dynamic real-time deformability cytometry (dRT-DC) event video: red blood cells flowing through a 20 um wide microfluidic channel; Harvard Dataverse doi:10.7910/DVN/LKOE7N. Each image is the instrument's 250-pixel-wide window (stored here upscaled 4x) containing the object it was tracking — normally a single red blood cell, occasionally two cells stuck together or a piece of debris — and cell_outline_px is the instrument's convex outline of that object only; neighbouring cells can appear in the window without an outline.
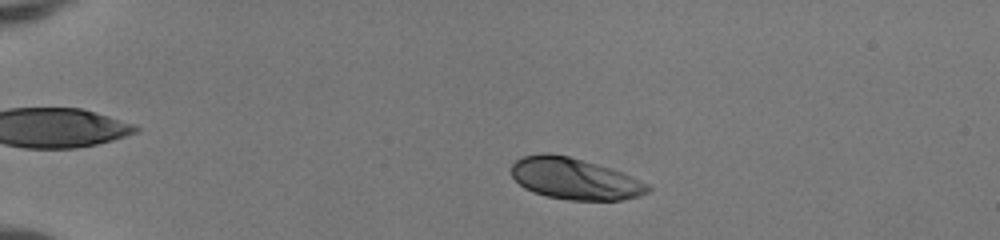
{"species": "human", "species_latin": "Homo sapiens", "temperature_condition": "room temperature", "stored_images_in_passage": 46, "camera_frame_rate_fps": 3000, "um_per_image_px": 0.085, "donor": {"sex": "female"}, "frame": {"image": 1, "passage_image": 7, "time_ms": 2.0, "image_size_px": [1000, 240], "cell_outline_px": [[652, 188], [648, 192], [640, 196], [624, 200], [568, 200], [548, 196], [532, 192], [524, 188], [512, 176], [512, 164], [520, 156], [540, 152], [548, 152], [568, 156], [612, 168], [624, 172], [648, 184]], "centroid_in_image_um": [48.85, 15.18], "position_along_channel_um": 36.1, "area_um2": 33.29}}
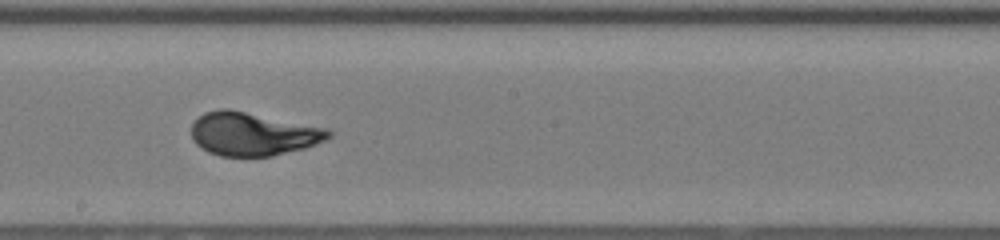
{"frame": {"image": 2, "passage_image": 26, "time_ms": 8.333, "image_size_px": [1000, 240], "cell_outline_px": [[332, 136], [328, 140], [304, 148], [272, 156], [220, 156], [208, 152], [200, 148], [192, 140], [192, 124], [204, 112], [220, 108], [228, 108], [328, 128], [332, 132]], "centroid_in_image_um": [21.5, 11.38], "position_along_channel_um": 226.7, "area_um2": 34.85}}
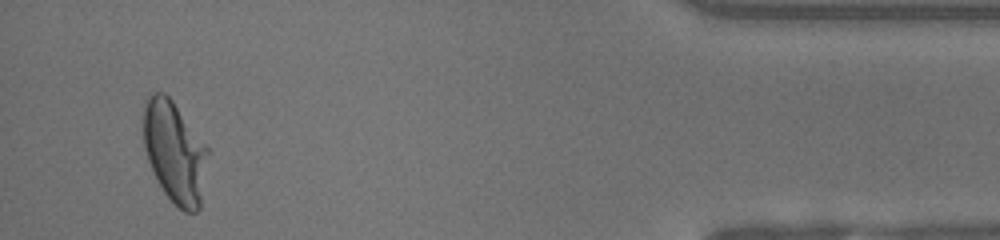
{"frame": {"image": 3, "passage_image": 44, "time_ms": 14.333, "image_size_px": [1000, 240], "cell_outline_px": [[208, 152], [200, 208], [196, 212], [184, 212], [164, 192], [156, 180], [148, 160], [144, 148], [144, 100], [152, 92], [164, 92], [172, 100], [208, 148]], "centroid_in_image_um": [14.83, 12.91], "position_along_channel_um": 420.4, "area_um2": 37.74}, "authors_computed_cell_mechanics": {"area_um2": 34.1309, "velocity_mm_per_s": 4.1654, "shape_relaxation_time_tau1_ms": 3.1553, "shape_relaxation_time_tau2_ms": null, "deformation_change_tau1": 0.1989, "deformation_change_tau2": null}}